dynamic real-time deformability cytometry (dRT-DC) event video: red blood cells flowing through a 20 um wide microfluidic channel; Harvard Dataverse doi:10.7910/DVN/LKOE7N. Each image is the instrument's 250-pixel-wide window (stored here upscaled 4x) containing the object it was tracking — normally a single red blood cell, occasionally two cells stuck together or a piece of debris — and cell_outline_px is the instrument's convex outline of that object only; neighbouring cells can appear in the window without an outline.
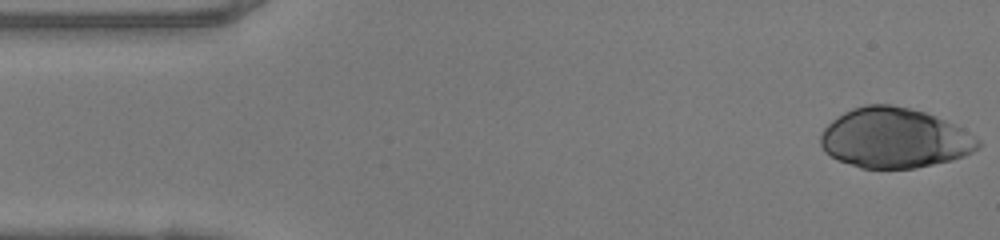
{"species": "human", "species_latin": "Homo sapiens", "temperature_condition": "warm", "stored_images_in_passage": 48, "camera_frame_rate_fps": 3000, "um_per_image_px": 0.085, "donor": {"sex": "female"}, "frame": {"image": 1, "passage_image": 1, "time_ms": 0.0, "image_size_px": [1000, 240], "cell_outline_px": [[980, 148], [964, 156], [952, 160], [916, 168], [860, 168], [836, 160], [824, 152], [820, 144], [820, 136], [824, 128], [832, 120], [844, 112], [852, 108], [864, 104], [892, 104], [924, 112], [936, 116], [976, 136], [980, 140]], "centroid_in_image_um": [76.0, 11.74], "position_along_channel_um": 9.0, "area_um2": 55.26}}
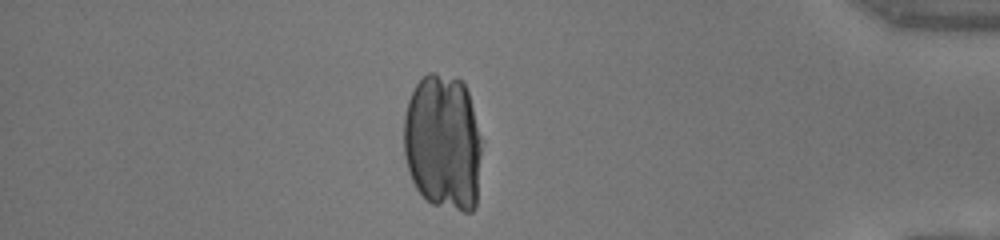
{"frame": {"image": 2, "passage_image": 41, "time_ms": 13.333, "image_size_px": [1000, 240], "cell_outline_px": [[480, 156], [476, 204], [472, 212], [460, 212], [432, 204], [416, 188], [408, 172], [404, 156], [404, 116], [408, 100], [416, 84], [428, 72], [436, 72], [456, 76], [464, 84], [468, 92], [480, 136]], "centroid_in_image_um": [37.63, 12.1], "position_along_channel_um": 397.6, "area_um2": 62.37}}
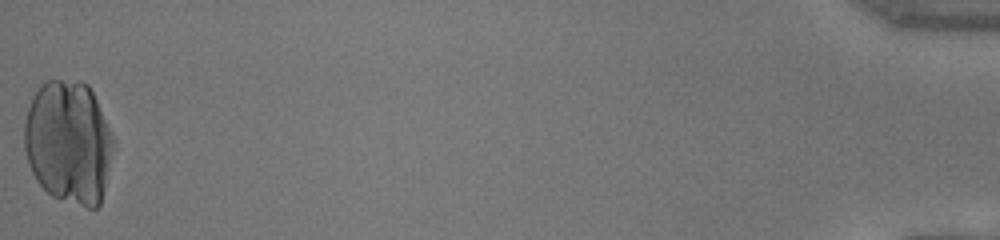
{"frame": {"image": 3, "passage_image": 48, "time_ms": 15.667, "image_size_px": [1000, 240], "cell_outline_px": [[116, 144], [100, 204], [96, 208], [88, 208], [52, 196], [36, 180], [28, 164], [24, 148], [24, 124], [28, 108], [32, 96], [44, 80], [80, 80], [88, 84], [96, 100]], "centroid_in_image_um": [5.83, 12.08], "position_along_channel_um": 429.4, "area_um2": 64.39}}